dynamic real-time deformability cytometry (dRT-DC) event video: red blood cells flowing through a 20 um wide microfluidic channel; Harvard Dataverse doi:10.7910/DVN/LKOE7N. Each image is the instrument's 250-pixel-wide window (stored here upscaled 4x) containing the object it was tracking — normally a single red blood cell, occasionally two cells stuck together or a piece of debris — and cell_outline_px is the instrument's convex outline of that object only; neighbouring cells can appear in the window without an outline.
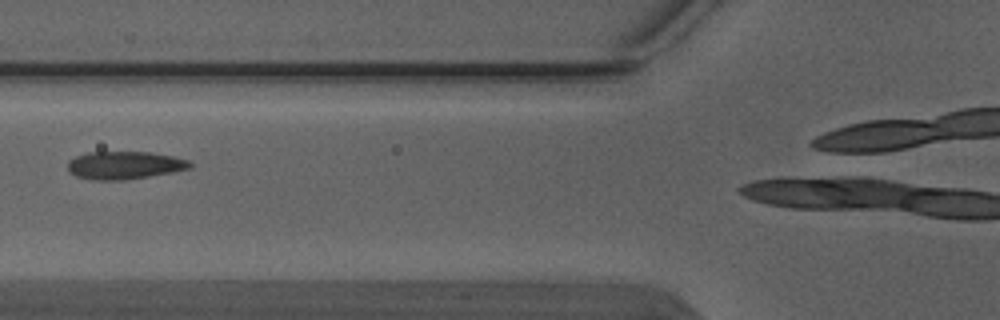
{"species": "Egyptian fruit bat (a non-hibernating species)", "species_latin": "Rousettus aegyptiacus", "temperature_condition": "warm", "stored_images_in_passage": 3, "camera_frame_rate_fps": 3000, "um_per_image_px": 0.085, "animal": {"sex": "male"}, "frame": {"image": 1, "passage_image": 2, "time_ms": 0.333, "image_size_px": [1000, 320], "cell_outline_px": [[192, 168], [172, 172], [124, 180], [92, 180], [76, 176], [68, 168], [68, 160], [76, 156], [88, 152], [148, 152], [172, 156], [188, 160], [192, 164]], "centroid_in_image_um": [10.58, 14.04], "position_along_channel_um": 115.2, "area_um2": 19.71}}